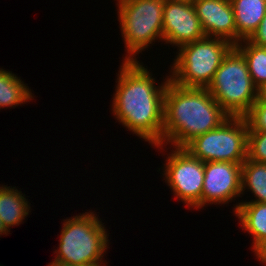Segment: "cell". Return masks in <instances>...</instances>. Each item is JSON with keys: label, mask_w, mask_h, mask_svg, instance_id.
Listing matches in <instances>:
<instances>
[{"label": "cell", "mask_w": 266, "mask_h": 266, "mask_svg": "<svg viewBox=\"0 0 266 266\" xmlns=\"http://www.w3.org/2000/svg\"><path fill=\"white\" fill-rule=\"evenodd\" d=\"M192 3L206 37L222 38L236 45V24L230 0H194Z\"/></svg>", "instance_id": "8fae6325"}, {"label": "cell", "mask_w": 266, "mask_h": 266, "mask_svg": "<svg viewBox=\"0 0 266 266\" xmlns=\"http://www.w3.org/2000/svg\"><path fill=\"white\" fill-rule=\"evenodd\" d=\"M120 22L128 55L124 60H137L155 40H163V8L165 0H117ZM149 44V45H148Z\"/></svg>", "instance_id": "8992f818"}, {"label": "cell", "mask_w": 266, "mask_h": 266, "mask_svg": "<svg viewBox=\"0 0 266 266\" xmlns=\"http://www.w3.org/2000/svg\"><path fill=\"white\" fill-rule=\"evenodd\" d=\"M257 99L262 103H266V83L258 88Z\"/></svg>", "instance_id": "7402d4cb"}, {"label": "cell", "mask_w": 266, "mask_h": 266, "mask_svg": "<svg viewBox=\"0 0 266 266\" xmlns=\"http://www.w3.org/2000/svg\"><path fill=\"white\" fill-rule=\"evenodd\" d=\"M206 89L229 116L244 117L258 97L246 59L235 46L224 56Z\"/></svg>", "instance_id": "277c9868"}, {"label": "cell", "mask_w": 266, "mask_h": 266, "mask_svg": "<svg viewBox=\"0 0 266 266\" xmlns=\"http://www.w3.org/2000/svg\"><path fill=\"white\" fill-rule=\"evenodd\" d=\"M120 67L113 95V115L151 145H162L164 95L170 76L155 86L152 73L138 60H124Z\"/></svg>", "instance_id": "6da1fadb"}, {"label": "cell", "mask_w": 266, "mask_h": 266, "mask_svg": "<svg viewBox=\"0 0 266 266\" xmlns=\"http://www.w3.org/2000/svg\"><path fill=\"white\" fill-rule=\"evenodd\" d=\"M178 1L193 2L194 0H178Z\"/></svg>", "instance_id": "d4e9b609"}, {"label": "cell", "mask_w": 266, "mask_h": 266, "mask_svg": "<svg viewBox=\"0 0 266 266\" xmlns=\"http://www.w3.org/2000/svg\"><path fill=\"white\" fill-rule=\"evenodd\" d=\"M244 117L248 123V131H266V103L257 99Z\"/></svg>", "instance_id": "d6986e66"}, {"label": "cell", "mask_w": 266, "mask_h": 266, "mask_svg": "<svg viewBox=\"0 0 266 266\" xmlns=\"http://www.w3.org/2000/svg\"><path fill=\"white\" fill-rule=\"evenodd\" d=\"M253 252H255V255L259 261L266 264V239L262 240L260 243H258L254 248Z\"/></svg>", "instance_id": "44dd1931"}, {"label": "cell", "mask_w": 266, "mask_h": 266, "mask_svg": "<svg viewBox=\"0 0 266 266\" xmlns=\"http://www.w3.org/2000/svg\"><path fill=\"white\" fill-rule=\"evenodd\" d=\"M165 161L162 175L176 198L190 208H202L204 162L193 157L185 148L177 147L171 150Z\"/></svg>", "instance_id": "ba28073f"}, {"label": "cell", "mask_w": 266, "mask_h": 266, "mask_svg": "<svg viewBox=\"0 0 266 266\" xmlns=\"http://www.w3.org/2000/svg\"><path fill=\"white\" fill-rule=\"evenodd\" d=\"M200 19L192 2L165 0L163 8V41L180 47L205 38Z\"/></svg>", "instance_id": "30bf717a"}, {"label": "cell", "mask_w": 266, "mask_h": 266, "mask_svg": "<svg viewBox=\"0 0 266 266\" xmlns=\"http://www.w3.org/2000/svg\"><path fill=\"white\" fill-rule=\"evenodd\" d=\"M21 191L7 185L0 186V219L5 228L17 226L29 215L30 205Z\"/></svg>", "instance_id": "5bb4252c"}, {"label": "cell", "mask_w": 266, "mask_h": 266, "mask_svg": "<svg viewBox=\"0 0 266 266\" xmlns=\"http://www.w3.org/2000/svg\"><path fill=\"white\" fill-rule=\"evenodd\" d=\"M247 159L266 163V131H248Z\"/></svg>", "instance_id": "ac0fdd59"}, {"label": "cell", "mask_w": 266, "mask_h": 266, "mask_svg": "<svg viewBox=\"0 0 266 266\" xmlns=\"http://www.w3.org/2000/svg\"><path fill=\"white\" fill-rule=\"evenodd\" d=\"M235 47L246 59L253 83L261 87L266 83V47L253 45L248 40H242Z\"/></svg>", "instance_id": "e0dca14e"}, {"label": "cell", "mask_w": 266, "mask_h": 266, "mask_svg": "<svg viewBox=\"0 0 266 266\" xmlns=\"http://www.w3.org/2000/svg\"><path fill=\"white\" fill-rule=\"evenodd\" d=\"M96 215L89 211L64 220L55 261L73 266H104L101 262L109 246V235Z\"/></svg>", "instance_id": "3957f363"}, {"label": "cell", "mask_w": 266, "mask_h": 266, "mask_svg": "<svg viewBox=\"0 0 266 266\" xmlns=\"http://www.w3.org/2000/svg\"><path fill=\"white\" fill-rule=\"evenodd\" d=\"M248 123L245 117L229 116L214 130L199 135L184 148L205 162L242 164L247 159Z\"/></svg>", "instance_id": "52a82bcc"}, {"label": "cell", "mask_w": 266, "mask_h": 266, "mask_svg": "<svg viewBox=\"0 0 266 266\" xmlns=\"http://www.w3.org/2000/svg\"><path fill=\"white\" fill-rule=\"evenodd\" d=\"M233 46L227 40L214 37L180 46L170 70V80L182 87L207 88Z\"/></svg>", "instance_id": "5b68a950"}, {"label": "cell", "mask_w": 266, "mask_h": 266, "mask_svg": "<svg viewBox=\"0 0 266 266\" xmlns=\"http://www.w3.org/2000/svg\"><path fill=\"white\" fill-rule=\"evenodd\" d=\"M48 266H73V265L62 264V263L57 262V261L54 260Z\"/></svg>", "instance_id": "cb8c5ba5"}, {"label": "cell", "mask_w": 266, "mask_h": 266, "mask_svg": "<svg viewBox=\"0 0 266 266\" xmlns=\"http://www.w3.org/2000/svg\"><path fill=\"white\" fill-rule=\"evenodd\" d=\"M242 194L246 189L252 191L255 199L249 202L266 203V163L246 159L242 163Z\"/></svg>", "instance_id": "2e32d148"}, {"label": "cell", "mask_w": 266, "mask_h": 266, "mask_svg": "<svg viewBox=\"0 0 266 266\" xmlns=\"http://www.w3.org/2000/svg\"><path fill=\"white\" fill-rule=\"evenodd\" d=\"M8 232H10V231H8L5 228V226L3 225L2 220L0 219V236L3 235V234H5V236H6V235H8Z\"/></svg>", "instance_id": "603a6c76"}, {"label": "cell", "mask_w": 266, "mask_h": 266, "mask_svg": "<svg viewBox=\"0 0 266 266\" xmlns=\"http://www.w3.org/2000/svg\"><path fill=\"white\" fill-rule=\"evenodd\" d=\"M229 115L206 88L182 87L169 79L164 95L162 150L165 144L184 148L195 137L214 130Z\"/></svg>", "instance_id": "7a4b0ae2"}, {"label": "cell", "mask_w": 266, "mask_h": 266, "mask_svg": "<svg viewBox=\"0 0 266 266\" xmlns=\"http://www.w3.org/2000/svg\"><path fill=\"white\" fill-rule=\"evenodd\" d=\"M242 164L209 161L204 163L202 207L208 204H227L241 197Z\"/></svg>", "instance_id": "9c48e42d"}, {"label": "cell", "mask_w": 266, "mask_h": 266, "mask_svg": "<svg viewBox=\"0 0 266 266\" xmlns=\"http://www.w3.org/2000/svg\"><path fill=\"white\" fill-rule=\"evenodd\" d=\"M234 207V213L239 218L242 229L253 236V249L266 239V203L245 200Z\"/></svg>", "instance_id": "4fadbf2b"}, {"label": "cell", "mask_w": 266, "mask_h": 266, "mask_svg": "<svg viewBox=\"0 0 266 266\" xmlns=\"http://www.w3.org/2000/svg\"><path fill=\"white\" fill-rule=\"evenodd\" d=\"M34 96L28 86L10 71L0 68V109L30 102Z\"/></svg>", "instance_id": "9a60e30c"}, {"label": "cell", "mask_w": 266, "mask_h": 266, "mask_svg": "<svg viewBox=\"0 0 266 266\" xmlns=\"http://www.w3.org/2000/svg\"><path fill=\"white\" fill-rule=\"evenodd\" d=\"M236 24V44L248 40L266 14V0H230Z\"/></svg>", "instance_id": "7c38bea8"}, {"label": "cell", "mask_w": 266, "mask_h": 266, "mask_svg": "<svg viewBox=\"0 0 266 266\" xmlns=\"http://www.w3.org/2000/svg\"><path fill=\"white\" fill-rule=\"evenodd\" d=\"M250 43L260 47H266V14L256 31L248 39Z\"/></svg>", "instance_id": "ffe728a7"}]
</instances>
